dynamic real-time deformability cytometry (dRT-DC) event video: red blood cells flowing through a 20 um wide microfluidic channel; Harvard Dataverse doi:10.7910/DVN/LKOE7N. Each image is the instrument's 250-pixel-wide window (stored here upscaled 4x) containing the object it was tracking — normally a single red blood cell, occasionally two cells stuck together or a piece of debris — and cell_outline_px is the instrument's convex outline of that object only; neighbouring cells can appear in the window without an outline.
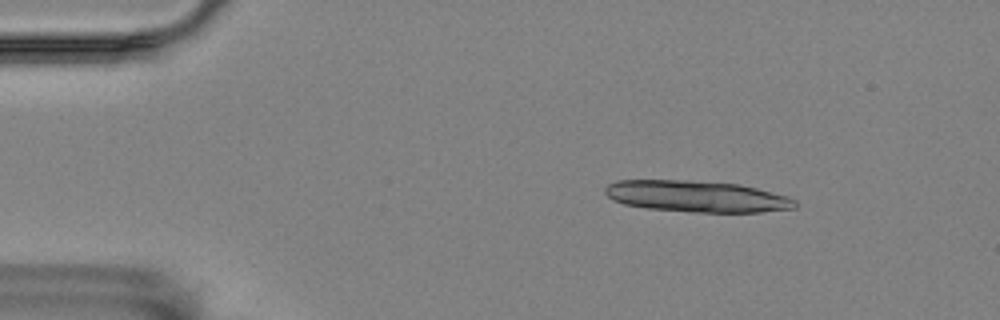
{"species": "Egyptian fruit bat (a non-hibernating species)", "species_latin": "Rousettus aegyptiacus", "temperature_condition": "room temperature", "stored_images_in_passage": 25, "camera_frame_rate_fps": 3000, "um_per_image_px": 0.085, "animal": {"sex": "female"}, "frame": {"image": 1, "passage_image": 7, "time_ms": 2.0, "image_size_px": [1000, 320], "cell_outline_px": [[796, 208], [760, 212], [688, 212], [648, 208], [624, 204], [612, 200], [604, 192], [604, 188], [608, 184], [616, 180], [688, 180], [740, 184], [788, 196], [796, 200]], "centroid_in_image_um": [59.2, 16.69], "position_along_channel_um": 25.8, "area_um2": 34.91}}